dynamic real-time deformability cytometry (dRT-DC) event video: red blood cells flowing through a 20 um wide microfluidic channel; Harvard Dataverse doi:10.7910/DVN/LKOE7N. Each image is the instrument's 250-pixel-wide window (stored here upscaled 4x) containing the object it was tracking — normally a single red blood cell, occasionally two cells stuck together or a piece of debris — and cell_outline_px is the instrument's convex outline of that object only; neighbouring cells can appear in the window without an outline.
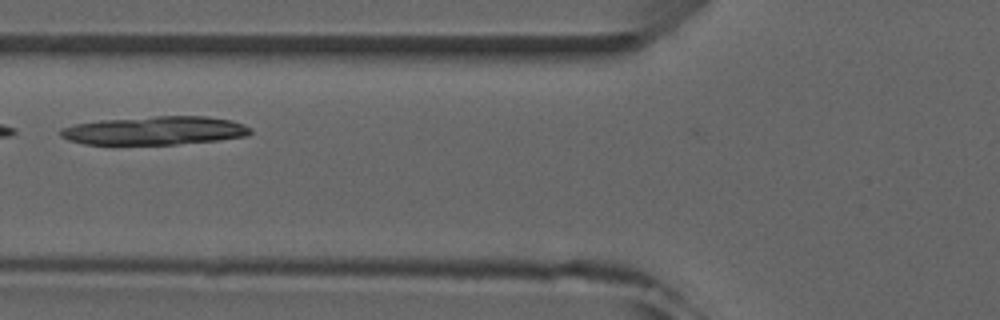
{"species": "common noctule bat (a hibernating species)", "species_latin": "Nyctalus noctula", "temperature_condition": "room temperature", "stored_images_in_passage": 6, "camera_frame_rate_fps": 3000, "um_per_image_px": 0.085, "animal": {"sex": "male", "forearm_length_mm": 52.5}, "frame": {"image": 1, "passage_image": 4, "time_ms": 4.333, "image_size_px": [1000, 320], "cell_outline_px": [[252, 132], [248, 136], [220, 140], [176, 144], [112, 148], [84, 144], [68, 140], [60, 136], [60, 128], [76, 124], [100, 120], [156, 116], [204, 116], [232, 120], [244, 124], [252, 128]], "centroid_in_image_um": [13.09, 11.15], "position_along_channel_um": 112.7, "area_um2": 32.95}}
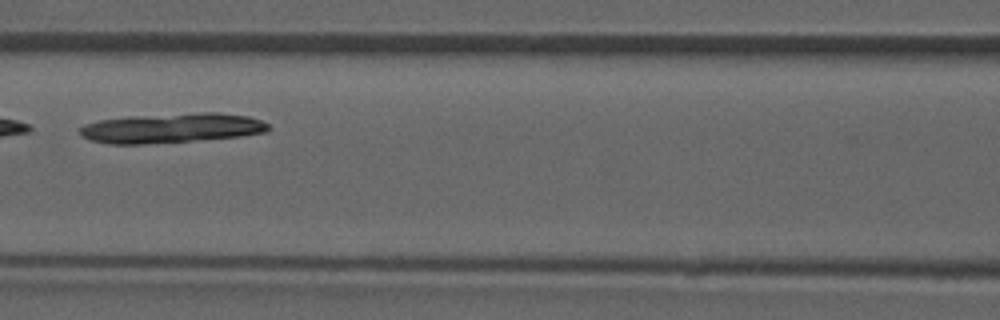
{"frame": {"image": 2, "passage_image": 5, "time_ms": 5.333, "image_size_px": [1000, 320], "cell_outline_px": [[268, 132], [240, 136], [148, 144], [108, 144], [92, 140], [84, 136], [80, 132], [80, 128], [84, 124], [100, 120], [128, 116], [200, 112], [220, 112], [248, 116], [260, 120], [268, 124]], "centroid_in_image_um": [14.6, 10.87], "position_along_channel_um": 152.0, "area_um2": 32.6}}